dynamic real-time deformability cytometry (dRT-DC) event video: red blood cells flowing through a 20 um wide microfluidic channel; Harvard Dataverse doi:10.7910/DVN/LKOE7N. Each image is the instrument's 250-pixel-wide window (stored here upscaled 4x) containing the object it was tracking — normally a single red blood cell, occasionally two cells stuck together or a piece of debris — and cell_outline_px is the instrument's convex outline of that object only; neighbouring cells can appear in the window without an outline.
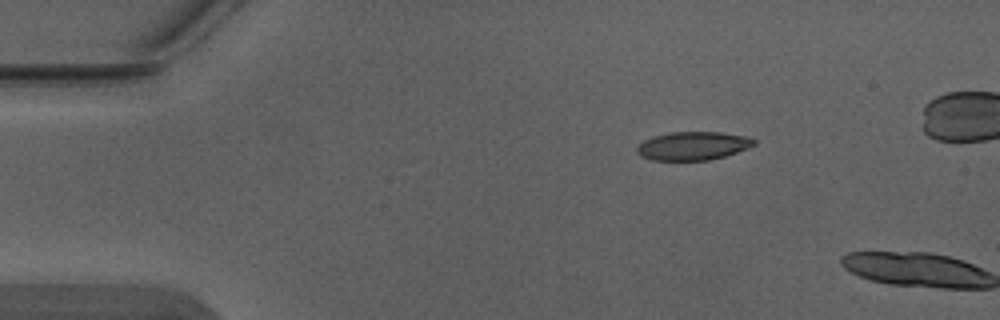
{"species": "Egyptian fruit bat (a non-hibernating species)", "species_latin": "Rousettus aegyptiacus", "temperature_condition": "warm", "stored_images_in_passage": 2, "camera_frame_rate_fps": 3000, "um_per_image_px": 0.085, "animal": {"sex": "male"}, "frame": {"image": 1, "passage_image": 1, "time_ms": 0.0, "image_size_px": [1000, 320], "cell_outline_px": [[756, 144], [748, 148], [724, 156], [708, 160], [652, 160], [640, 156], [636, 152], [636, 148], [644, 140], [652, 136], [668, 132], [720, 132], [748, 136], [756, 140]], "centroid_in_image_um": [58.89, 12.39], "position_along_channel_um": 26.1, "area_um2": 19.48}}